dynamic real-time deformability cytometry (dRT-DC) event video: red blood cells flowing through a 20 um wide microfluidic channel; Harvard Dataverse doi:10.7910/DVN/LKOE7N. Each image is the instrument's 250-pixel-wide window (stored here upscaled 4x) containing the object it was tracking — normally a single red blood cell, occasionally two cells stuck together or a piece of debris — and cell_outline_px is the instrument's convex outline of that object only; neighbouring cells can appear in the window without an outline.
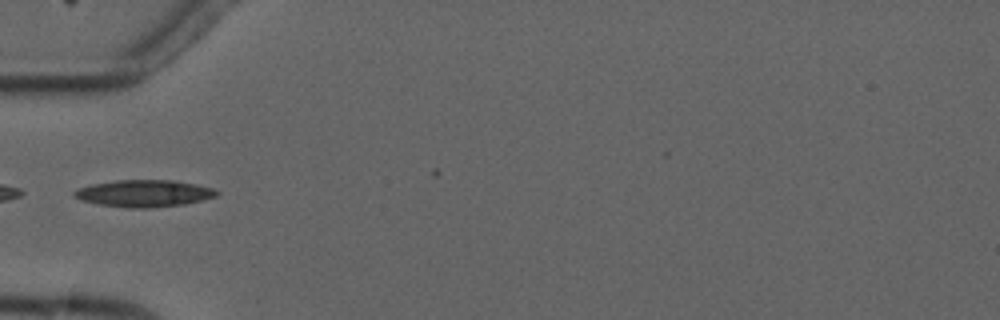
{"species": "common noctule bat (a hibernating species)", "species_latin": "Nyctalus noctula", "temperature_condition": "cold", "stored_images_in_passage": 1, "camera_frame_rate_fps": 3000, "um_per_image_px": 0.085, "animal": {"sex": "male", "forearm_length_mm": 52.5}, "frame": {"image": 1, "passage_image": 1, "time_ms": 0.0, "image_size_px": [1000, 320], "cell_outline_px": [[220, 192], [216, 196], [184, 204], [152, 208], [128, 208], [96, 204], [80, 200], [72, 196], [72, 192], [76, 188], [92, 184], [116, 180], [172, 180], [196, 184], [212, 188]], "centroid_in_image_um": [12.17, 16.44], "position_along_channel_um": 72.8, "area_um2": 22.54}}